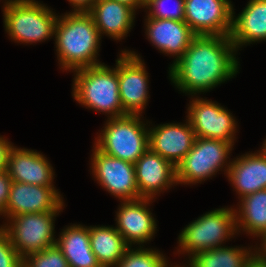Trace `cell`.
Segmentation results:
<instances>
[{"mask_svg":"<svg viewBox=\"0 0 266 267\" xmlns=\"http://www.w3.org/2000/svg\"><path fill=\"white\" fill-rule=\"evenodd\" d=\"M91 148L89 170L96 184L119 202L141 199L134 164L106 155L94 145Z\"/></svg>","mask_w":266,"mask_h":267,"instance_id":"cell-11","label":"cell"},{"mask_svg":"<svg viewBox=\"0 0 266 267\" xmlns=\"http://www.w3.org/2000/svg\"><path fill=\"white\" fill-rule=\"evenodd\" d=\"M256 256L266 261V234L256 243Z\"/></svg>","mask_w":266,"mask_h":267,"instance_id":"cell-33","label":"cell"},{"mask_svg":"<svg viewBox=\"0 0 266 267\" xmlns=\"http://www.w3.org/2000/svg\"><path fill=\"white\" fill-rule=\"evenodd\" d=\"M238 236L234 205L212 209L182 228L173 255L184 261L197 252L224 246ZM178 254V255H177Z\"/></svg>","mask_w":266,"mask_h":267,"instance_id":"cell-4","label":"cell"},{"mask_svg":"<svg viewBox=\"0 0 266 267\" xmlns=\"http://www.w3.org/2000/svg\"><path fill=\"white\" fill-rule=\"evenodd\" d=\"M234 148L224 140L196 137L192 149L176 166L177 185H201L219 173L226 177Z\"/></svg>","mask_w":266,"mask_h":267,"instance_id":"cell-7","label":"cell"},{"mask_svg":"<svg viewBox=\"0 0 266 267\" xmlns=\"http://www.w3.org/2000/svg\"><path fill=\"white\" fill-rule=\"evenodd\" d=\"M186 116L196 137L219 139L235 146L239 125L233 112L217 101L202 96H188Z\"/></svg>","mask_w":266,"mask_h":267,"instance_id":"cell-10","label":"cell"},{"mask_svg":"<svg viewBox=\"0 0 266 267\" xmlns=\"http://www.w3.org/2000/svg\"><path fill=\"white\" fill-rule=\"evenodd\" d=\"M92 144L106 155L135 164L149 149V120L143 115L105 118Z\"/></svg>","mask_w":266,"mask_h":267,"instance_id":"cell-6","label":"cell"},{"mask_svg":"<svg viewBox=\"0 0 266 267\" xmlns=\"http://www.w3.org/2000/svg\"><path fill=\"white\" fill-rule=\"evenodd\" d=\"M261 144V148L266 152V137L264 138V141Z\"/></svg>","mask_w":266,"mask_h":267,"instance_id":"cell-37","label":"cell"},{"mask_svg":"<svg viewBox=\"0 0 266 267\" xmlns=\"http://www.w3.org/2000/svg\"><path fill=\"white\" fill-rule=\"evenodd\" d=\"M136 183L141 198L158 199L177 187L176 167L148 149L134 164Z\"/></svg>","mask_w":266,"mask_h":267,"instance_id":"cell-17","label":"cell"},{"mask_svg":"<svg viewBox=\"0 0 266 267\" xmlns=\"http://www.w3.org/2000/svg\"><path fill=\"white\" fill-rule=\"evenodd\" d=\"M2 16L11 42L34 46L54 39L59 12L40 0H13Z\"/></svg>","mask_w":266,"mask_h":267,"instance_id":"cell-5","label":"cell"},{"mask_svg":"<svg viewBox=\"0 0 266 267\" xmlns=\"http://www.w3.org/2000/svg\"><path fill=\"white\" fill-rule=\"evenodd\" d=\"M247 267H266V261L255 256Z\"/></svg>","mask_w":266,"mask_h":267,"instance_id":"cell-35","label":"cell"},{"mask_svg":"<svg viewBox=\"0 0 266 267\" xmlns=\"http://www.w3.org/2000/svg\"><path fill=\"white\" fill-rule=\"evenodd\" d=\"M237 155L231 160L226 178L239 201L266 189V152L260 146L258 150Z\"/></svg>","mask_w":266,"mask_h":267,"instance_id":"cell-19","label":"cell"},{"mask_svg":"<svg viewBox=\"0 0 266 267\" xmlns=\"http://www.w3.org/2000/svg\"><path fill=\"white\" fill-rule=\"evenodd\" d=\"M71 95L82 108L107 118L124 116L117 70L106 63L72 72Z\"/></svg>","mask_w":266,"mask_h":267,"instance_id":"cell-3","label":"cell"},{"mask_svg":"<svg viewBox=\"0 0 266 267\" xmlns=\"http://www.w3.org/2000/svg\"><path fill=\"white\" fill-rule=\"evenodd\" d=\"M157 247H129L115 267H172L169 257Z\"/></svg>","mask_w":266,"mask_h":267,"instance_id":"cell-26","label":"cell"},{"mask_svg":"<svg viewBox=\"0 0 266 267\" xmlns=\"http://www.w3.org/2000/svg\"><path fill=\"white\" fill-rule=\"evenodd\" d=\"M43 152L13 145L10 150L6 171L12 181L55 186V169Z\"/></svg>","mask_w":266,"mask_h":267,"instance_id":"cell-18","label":"cell"},{"mask_svg":"<svg viewBox=\"0 0 266 267\" xmlns=\"http://www.w3.org/2000/svg\"><path fill=\"white\" fill-rule=\"evenodd\" d=\"M88 13L101 37L107 36L117 43L130 35L138 15L132 7L114 0H97Z\"/></svg>","mask_w":266,"mask_h":267,"instance_id":"cell-21","label":"cell"},{"mask_svg":"<svg viewBox=\"0 0 266 267\" xmlns=\"http://www.w3.org/2000/svg\"><path fill=\"white\" fill-rule=\"evenodd\" d=\"M91 250L101 267H115L130 247L114 225H90Z\"/></svg>","mask_w":266,"mask_h":267,"instance_id":"cell-25","label":"cell"},{"mask_svg":"<svg viewBox=\"0 0 266 267\" xmlns=\"http://www.w3.org/2000/svg\"><path fill=\"white\" fill-rule=\"evenodd\" d=\"M184 7L185 0H144V18L184 21Z\"/></svg>","mask_w":266,"mask_h":267,"instance_id":"cell-27","label":"cell"},{"mask_svg":"<svg viewBox=\"0 0 266 267\" xmlns=\"http://www.w3.org/2000/svg\"><path fill=\"white\" fill-rule=\"evenodd\" d=\"M64 196L56 186H39L13 181L5 210L0 219L3 223L10 217L25 213L54 212Z\"/></svg>","mask_w":266,"mask_h":267,"instance_id":"cell-15","label":"cell"},{"mask_svg":"<svg viewBox=\"0 0 266 267\" xmlns=\"http://www.w3.org/2000/svg\"><path fill=\"white\" fill-rule=\"evenodd\" d=\"M12 182L6 170L0 172V218L6 208Z\"/></svg>","mask_w":266,"mask_h":267,"instance_id":"cell-30","label":"cell"},{"mask_svg":"<svg viewBox=\"0 0 266 267\" xmlns=\"http://www.w3.org/2000/svg\"><path fill=\"white\" fill-rule=\"evenodd\" d=\"M182 121L155 125L149 120V149L170 161L175 167L192 149L196 139L188 118Z\"/></svg>","mask_w":266,"mask_h":267,"instance_id":"cell-13","label":"cell"},{"mask_svg":"<svg viewBox=\"0 0 266 267\" xmlns=\"http://www.w3.org/2000/svg\"><path fill=\"white\" fill-rule=\"evenodd\" d=\"M234 206L238 236H250L258 243L266 234V189L241 198Z\"/></svg>","mask_w":266,"mask_h":267,"instance_id":"cell-23","label":"cell"},{"mask_svg":"<svg viewBox=\"0 0 266 267\" xmlns=\"http://www.w3.org/2000/svg\"><path fill=\"white\" fill-rule=\"evenodd\" d=\"M172 267H184L183 265H178L177 263H175Z\"/></svg>","mask_w":266,"mask_h":267,"instance_id":"cell-38","label":"cell"},{"mask_svg":"<svg viewBox=\"0 0 266 267\" xmlns=\"http://www.w3.org/2000/svg\"><path fill=\"white\" fill-rule=\"evenodd\" d=\"M23 259L11 244L8 234L0 227V267H22Z\"/></svg>","mask_w":266,"mask_h":267,"instance_id":"cell-29","label":"cell"},{"mask_svg":"<svg viewBox=\"0 0 266 267\" xmlns=\"http://www.w3.org/2000/svg\"><path fill=\"white\" fill-rule=\"evenodd\" d=\"M14 143L7 136L0 134V172L7 168L8 157Z\"/></svg>","mask_w":266,"mask_h":267,"instance_id":"cell-31","label":"cell"},{"mask_svg":"<svg viewBox=\"0 0 266 267\" xmlns=\"http://www.w3.org/2000/svg\"><path fill=\"white\" fill-rule=\"evenodd\" d=\"M117 70L120 101L125 115H143L150 101V76L145 61L135 49L119 50Z\"/></svg>","mask_w":266,"mask_h":267,"instance_id":"cell-9","label":"cell"},{"mask_svg":"<svg viewBox=\"0 0 266 267\" xmlns=\"http://www.w3.org/2000/svg\"><path fill=\"white\" fill-rule=\"evenodd\" d=\"M155 201V199L141 198L120 201L118 204L114 218L115 228L130 247L150 245L159 231L158 220L151 208Z\"/></svg>","mask_w":266,"mask_h":267,"instance_id":"cell-12","label":"cell"},{"mask_svg":"<svg viewBox=\"0 0 266 267\" xmlns=\"http://www.w3.org/2000/svg\"><path fill=\"white\" fill-rule=\"evenodd\" d=\"M239 55L229 36L196 35L183 56L169 64L167 77L187 97L207 94L240 73Z\"/></svg>","mask_w":266,"mask_h":267,"instance_id":"cell-1","label":"cell"},{"mask_svg":"<svg viewBox=\"0 0 266 267\" xmlns=\"http://www.w3.org/2000/svg\"><path fill=\"white\" fill-rule=\"evenodd\" d=\"M232 6L230 40L237 51L251 44L266 42V0H248L241 12Z\"/></svg>","mask_w":266,"mask_h":267,"instance_id":"cell-20","label":"cell"},{"mask_svg":"<svg viewBox=\"0 0 266 267\" xmlns=\"http://www.w3.org/2000/svg\"><path fill=\"white\" fill-rule=\"evenodd\" d=\"M72 7L70 12H88L97 0H67Z\"/></svg>","mask_w":266,"mask_h":267,"instance_id":"cell-32","label":"cell"},{"mask_svg":"<svg viewBox=\"0 0 266 267\" xmlns=\"http://www.w3.org/2000/svg\"><path fill=\"white\" fill-rule=\"evenodd\" d=\"M13 0H0V4H2L1 7V12L2 14L4 13V11L7 9V7L9 6V4L12 2Z\"/></svg>","mask_w":266,"mask_h":267,"instance_id":"cell-36","label":"cell"},{"mask_svg":"<svg viewBox=\"0 0 266 267\" xmlns=\"http://www.w3.org/2000/svg\"><path fill=\"white\" fill-rule=\"evenodd\" d=\"M65 226L57 235L56 245L67 259L69 267H101L91 250L89 225L75 222Z\"/></svg>","mask_w":266,"mask_h":267,"instance_id":"cell-22","label":"cell"},{"mask_svg":"<svg viewBox=\"0 0 266 267\" xmlns=\"http://www.w3.org/2000/svg\"><path fill=\"white\" fill-rule=\"evenodd\" d=\"M231 0H185L184 21L196 35L230 36Z\"/></svg>","mask_w":266,"mask_h":267,"instance_id":"cell-14","label":"cell"},{"mask_svg":"<svg viewBox=\"0 0 266 267\" xmlns=\"http://www.w3.org/2000/svg\"><path fill=\"white\" fill-rule=\"evenodd\" d=\"M252 244V245H250ZM224 245L203 250L192 255L187 261L178 262L184 267H247L256 256V244Z\"/></svg>","mask_w":266,"mask_h":267,"instance_id":"cell-24","label":"cell"},{"mask_svg":"<svg viewBox=\"0 0 266 267\" xmlns=\"http://www.w3.org/2000/svg\"><path fill=\"white\" fill-rule=\"evenodd\" d=\"M22 267H69L61 249L55 244L23 259Z\"/></svg>","mask_w":266,"mask_h":267,"instance_id":"cell-28","label":"cell"},{"mask_svg":"<svg viewBox=\"0 0 266 267\" xmlns=\"http://www.w3.org/2000/svg\"><path fill=\"white\" fill-rule=\"evenodd\" d=\"M145 39L158 52L172 58L174 64L183 56L196 34L185 21L144 18Z\"/></svg>","mask_w":266,"mask_h":267,"instance_id":"cell-16","label":"cell"},{"mask_svg":"<svg viewBox=\"0 0 266 267\" xmlns=\"http://www.w3.org/2000/svg\"><path fill=\"white\" fill-rule=\"evenodd\" d=\"M53 40L58 69L62 72L72 73L104 63L99 57L102 37L88 12L59 13Z\"/></svg>","mask_w":266,"mask_h":267,"instance_id":"cell-2","label":"cell"},{"mask_svg":"<svg viewBox=\"0 0 266 267\" xmlns=\"http://www.w3.org/2000/svg\"><path fill=\"white\" fill-rule=\"evenodd\" d=\"M114 1L126 4L132 7L136 12L138 11V13L139 11H142L144 8V0H114Z\"/></svg>","mask_w":266,"mask_h":267,"instance_id":"cell-34","label":"cell"},{"mask_svg":"<svg viewBox=\"0 0 266 267\" xmlns=\"http://www.w3.org/2000/svg\"><path fill=\"white\" fill-rule=\"evenodd\" d=\"M65 206L64 201L54 212L13 216L0 224V227L8 234L11 244L24 259L56 244L55 221Z\"/></svg>","mask_w":266,"mask_h":267,"instance_id":"cell-8","label":"cell"}]
</instances>
